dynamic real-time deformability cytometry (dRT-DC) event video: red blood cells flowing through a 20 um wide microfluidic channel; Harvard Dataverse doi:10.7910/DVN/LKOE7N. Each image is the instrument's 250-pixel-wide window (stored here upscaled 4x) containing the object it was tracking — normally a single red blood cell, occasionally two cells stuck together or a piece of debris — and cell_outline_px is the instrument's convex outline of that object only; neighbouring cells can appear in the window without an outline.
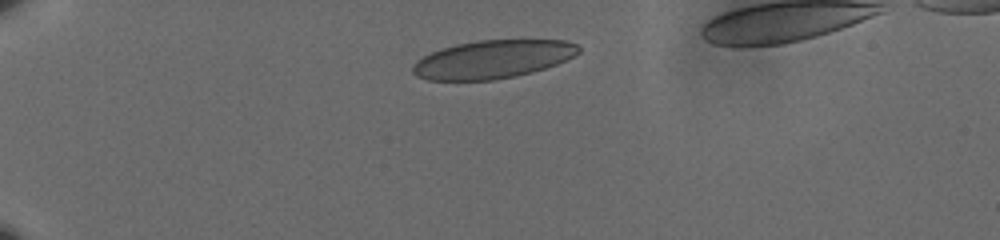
{"species": "human", "species_latin": "Homo sapiens", "temperature_condition": "cold", "stored_images_in_passage": 40, "camera_frame_rate_fps": 3000, "um_per_image_px": 0.085, "donor": {"sex": "male"}, "frame": {"image": 1, "passage_image": 1, "time_ms": 0.0, "image_size_px": [1000, 240], "cell_outline_px": [[580, 52], [556, 64], [532, 72], [516, 76], [492, 80], [428, 80], [416, 76], [412, 72], [412, 64], [416, 60], [432, 52], [456, 44], [476, 40], [564, 40], [576, 44], [580, 48]], "centroid_in_image_um": [41.85, 5.04], "position_along_channel_um": 43.2, "area_um2": 36.76}}
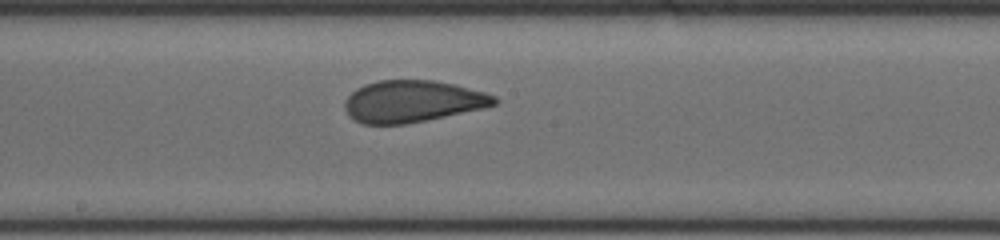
{"frame": {"image": 2, "passage_image": 20, "time_ms": 6.333, "image_size_px": [1000, 240], "cell_outline_px": [[500, 100], [496, 104], [484, 108], [428, 120], [404, 124], [364, 124], [348, 116], [344, 108], [344, 100], [356, 88], [364, 84], [380, 80], [432, 80], [456, 84], [484, 92], [496, 96]], "centroid_in_image_um": [35.07, 8.61], "position_along_channel_um": 213.1, "area_um2": 36.7}}
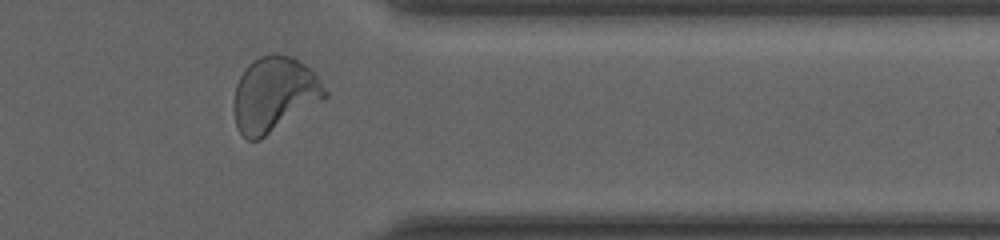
{"frame": {"image": 3, "passage_image": 35, "time_ms": 11.333, "image_size_px": [1000, 240], "cell_outline_px": [[328, 96], [260, 140], [248, 140], [240, 132], [236, 124], [232, 108], [236, 84], [244, 68], [252, 60], [260, 56], [272, 52], [276, 52], [292, 56], [316, 72], [328, 92]], "centroid_in_image_um": [23.3, 7.99], "position_along_channel_um": 388.1, "area_um2": 40.17}, "authors_computed_cell_mechanics": {"area_um2": 37.2232, "velocity_mm_per_s": 3.5821, "shape_relaxation_time_tau1_ms": 4.3169, "shape_relaxation_time_tau2_ms": 0.7822, "deformation_change_tau1": 0.1397, "deformation_change_tau2": 0.0633}}